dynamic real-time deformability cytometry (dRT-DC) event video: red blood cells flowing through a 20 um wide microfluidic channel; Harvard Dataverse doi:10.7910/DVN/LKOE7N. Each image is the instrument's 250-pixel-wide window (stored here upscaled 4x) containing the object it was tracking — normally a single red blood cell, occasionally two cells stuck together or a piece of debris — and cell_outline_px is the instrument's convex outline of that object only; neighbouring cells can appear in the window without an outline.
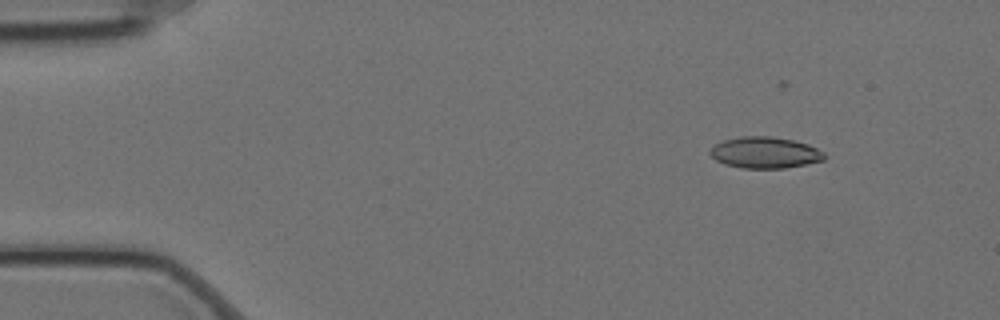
{"species": "Egyptian fruit bat (a non-hibernating species)", "species_latin": "Rousettus aegyptiacus", "temperature_condition": "cold", "stored_images_in_passage": 10, "camera_frame_rate_fps": 3000, "um_per_image_px": 0.085, "animal": {"sex": "female"}, "frame": {"image": 1, "passage_image": 3, "time_ms": 0.667, "image_size_px": [1000, 320], "cell_outline_px": [[824, 160], [784, 168], [744, 168], [724, 164], [716, 160], [708, 152], [716, 144], [724, 140], [740, 136], [772, 136], [792, 140], [808, 144], [824, 152]], "centroid_in_image_um": [65.0, 12.96], "position_along_channel_um": 20.0, "area_um2": 20.69}}
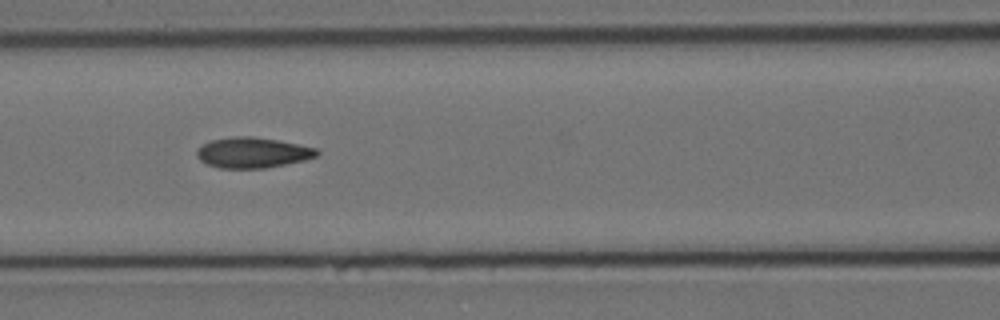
{"frame": {"image": 2, "passage_image": 7, "time_ms": 2.0, "image_size_px": [1000, 320], "cell_outline_px": [[320, 152], [316, 156], [304, 160], [264, 168], [220, 168], [208, 164], [200, 160], [196, 156], [196, 148], [212, 140], [236, 136], [252, 136], [276, 140], [316, 148]], "centroid_in_image_um": [21.44, 12.97], "position_along_channel_um": 145.2, "area_um2": 21.1}}
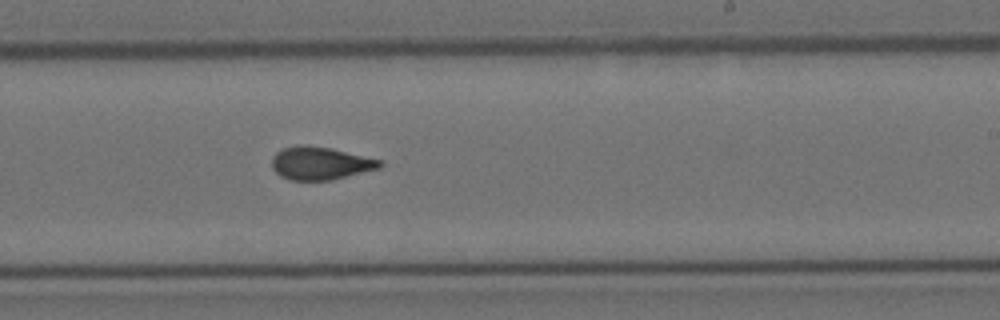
{"frame": {"image": 3, "passage_image": 10, "time_ms": 3.0, "image_size_px": [1000, 320], "cell_outline_px": [[384, 164], [380, 168], [332, 180], [288, 180], [280, 176], [272, 168], [272, 156], [276, 152], [284, 148], [300, 144], [304, 144], [332, 148], [384, 160]], "centroid_in_image_um": [27.25, 13.87], "position_along_channel_um": 261.7, "area_um2": 21.04}}